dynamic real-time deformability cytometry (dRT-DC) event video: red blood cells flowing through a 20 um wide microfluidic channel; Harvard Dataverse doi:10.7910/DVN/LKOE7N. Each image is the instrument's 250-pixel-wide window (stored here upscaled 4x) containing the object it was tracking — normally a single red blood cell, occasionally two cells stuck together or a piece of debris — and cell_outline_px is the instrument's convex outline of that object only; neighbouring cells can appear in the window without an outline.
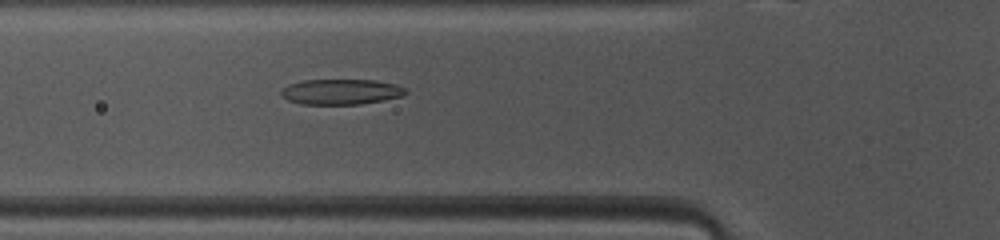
{"species": "common noctule bat (a hibernating species)", "species_latin": "Nyctalus noctula", "temperature_condition": "warm", "stored_images_in_passage": 47, "camera_frame_rate_fps": 3000, "um_per_image_px": 0.085, "animal": {"sex": "female", "body_mass_g": 10.0, "forearm_length_mm": 53.1}, "frame": {"image": 1, "passage_image": 15, "time_ms": 4.667, "image_size_px": [1000, 240], "cell_outline_px": [[408, 92], [404, 96], [384, 100], [360, 104], [300, 104], [288, 100], [280, 96], [280, 92], [288, 84], [304, 80], [376, 80], [396, 84], [404, 88]], "centroid_in_image_um": [28.99, 7.8], "position_along_channel_um": 96.8, "area_um2": 18.55}}
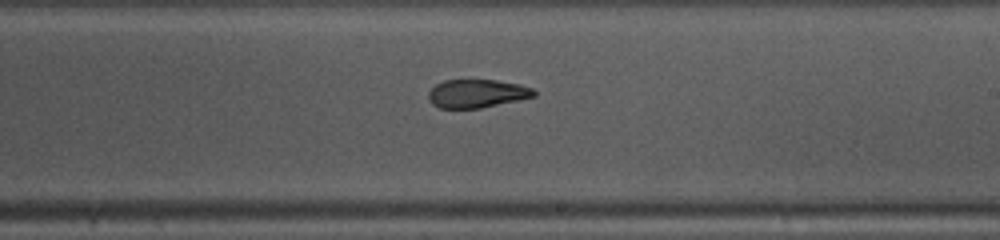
{"frame": {"image": 2, "passage_image": 26, "time_ms": 8.333, "image_size_px": [1000, 240], "cell_outline_px": [[536, 96], [480, 108], [440, 108], [432, 104], [428, 100], [428, 92], [436, 84], [444, 80], [496, 80], [520, 84], [532, 88], [536, 92]], "centroid_in_image_um": [40.52, 7.95], "position_along_channel_um": 248.5, "area_um2": 17.4}}
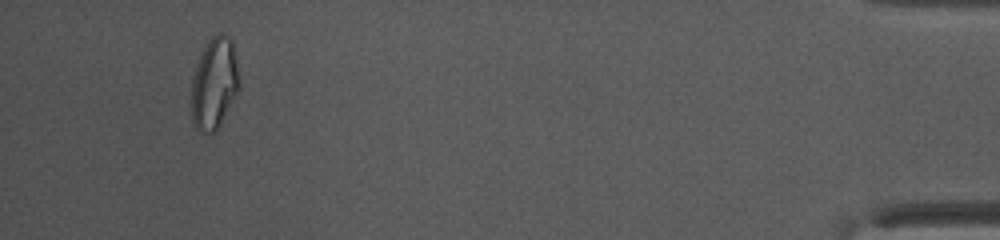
{"frame": {"image": 3, "passage_image": 44, "time_ms": 14.333, "image_size_px": [1000, 240], "cell_outline_px": [[240, 84], [220, 124], [212, 132], [200, 132], [196, 128], [192, 120], [192, 80], [196, 64], [208, 40], [216, 32], [220, 32], [228, 36], [232, 40]], "centroid_in_image_um": [18.2, 7.05], "position_along_channel_um": 417.0, "area_um2": 24.97}, "authors_computed_cell_mechanics": {"area_um2": 19.8832, "velocity_mm_per_s": 4.12, "shape_relaxation_time_tau1_ms": null, "shape_relaxation_time_tau2_ms": 1.989, "deformation_change_tau1": null, "deformation_change_tau2": 0.0917}}